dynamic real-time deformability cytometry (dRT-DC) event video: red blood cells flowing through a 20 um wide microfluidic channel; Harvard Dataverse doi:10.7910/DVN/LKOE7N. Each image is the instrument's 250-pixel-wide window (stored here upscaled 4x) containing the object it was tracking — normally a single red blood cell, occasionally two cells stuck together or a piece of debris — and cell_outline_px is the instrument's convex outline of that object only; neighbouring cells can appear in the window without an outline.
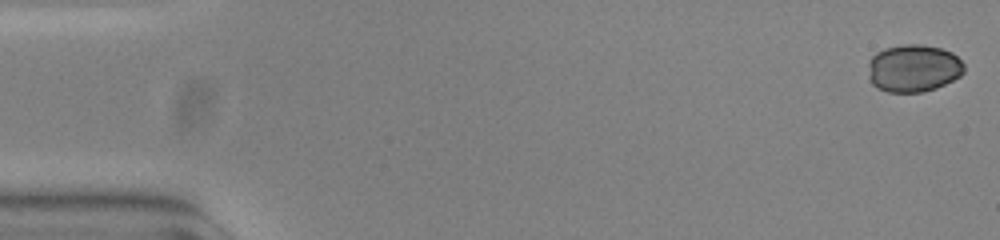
{"species": "common noctule bat (a hibernating species)", "species_latin": "Nyctalus noctula", "temperature_condition": "warm", "stored_images_in_passage": 54, "camera_frame_rate_fps": 3000, "um_per_image_px": 0.085, "animal": {"sex": "female", "body_mass_g": 23.0, "forearm_length_mm": 53.4}, "frame": {"image": 1, "passage_image": 1, "time_ms": 0.0, "image_size_px": [1000, 240], "cell_outline_px": [[964, 72], [960, 76], [936, 88], [924, 92], [888, 92], [876, 88], [872, 84], [868, 76], [868, 64], [872, 56], [876, 52], [884, 48], [904, 44], [920, 44], [940, 48], [952, 52], [964, 64]], "centroid_in_image_um": [77.62, 5.8], "position_along_channel_um": 7.4, "area_um2": 26.76}}
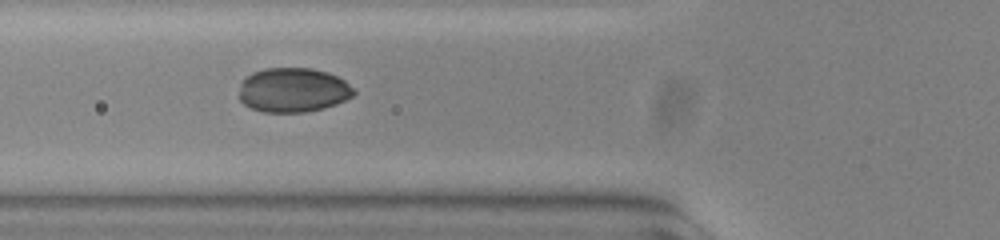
{"frame": {"image": 2, "passage_image": 20, "time_ms": 6.333, "image_size_px": [1000, 240], "cell_outline_px": [[356, 92], [352, 96], [336, 104], [324, 108], [304, 112], [264, 112], [252, 108], [244, 104], [240, 100], [240, 84], [244, 76], [252, 72], [264, 68], [312, 68], [328, 72], [344, 80]], "centroid_in_image_um": [24.89, 7.64], "position_along_channel_um": 100.9, "area_um2": 29.77}}
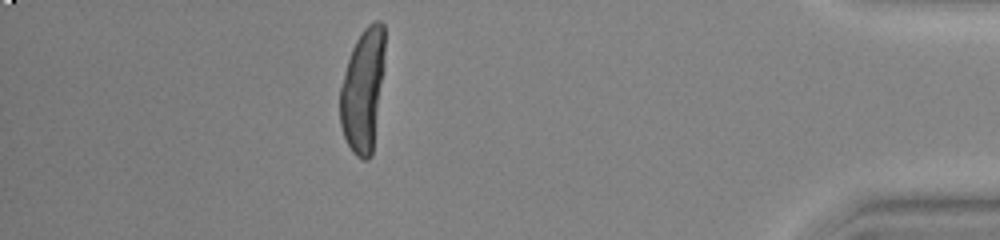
{"frame": {"image": 3, "passage_image": 48, "time_ms": 15.667, "image_size_px": [1000, 240], "cell_outline_px": [[384, 68], [372, 156], [368, 160], [364, 160], [356, 156], [352, 152], [344, 136], [340, 124], [340, 88], [344, 72], [352, 48], [356, 40], [364, 28], [368, 24], [376, 20], [380, 20], [384, 24]], "centroid_in_image_um": [30.85, 7.67], "position_along_channel_um": 404.3, "area_um2": 32.31}, "authors_computed_cell_mechanics": {"area_um2": 28.6399, "velocity_mm_per_s": 3.7799, "shape_relaxation_time_tau1_ms": 6.5973, "shape_relaxation_time_tau2_ms": null, "deformation_change_tau1": 0.1388, "deformation_change_tau2": null}}